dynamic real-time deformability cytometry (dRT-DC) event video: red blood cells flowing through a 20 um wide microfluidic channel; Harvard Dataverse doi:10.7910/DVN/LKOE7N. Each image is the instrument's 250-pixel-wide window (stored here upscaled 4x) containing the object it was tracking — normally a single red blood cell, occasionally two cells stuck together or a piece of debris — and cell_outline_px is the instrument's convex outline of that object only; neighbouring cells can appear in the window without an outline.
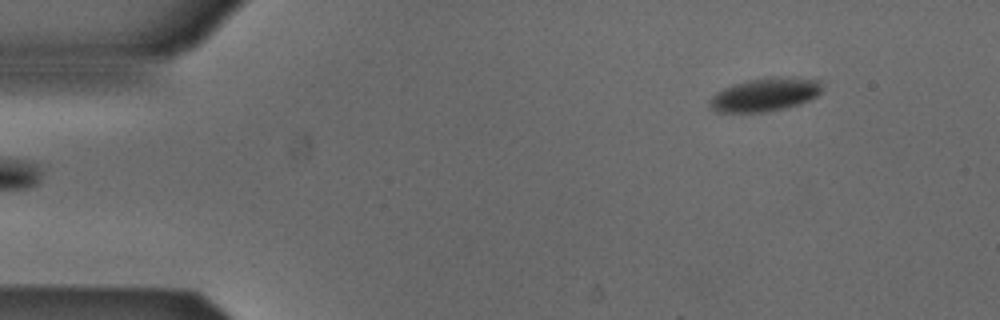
{"species": "Egyptian fruit bat (a non-hibernating species)", "species_latin": "Rousettus aegyptiacus", "temperature_condition": "cold", "stored_images_in_passage": 5, "segment_of_instrument_passage": [2, 2], "camera_frame_rate_fps": 3000, "um_per_image_px": 0.085, "animal": {"sex": "male"}, "frame": {"image": 1, "passage_image": 5, "time_ms": 1.333, "image_size_px": [1000, 320], "cell_outline_px": [[820, 92], [816, 96], [800, 104], [784, 108], [764, 112], [716, 112], [708, 104], [712, 96], [716, 92], [732, 84], [748, 80], [772, 76], [820, 80]], "centroid_in_image_um": [64.98, 8.04], "position_along_channel_um": 20.0, "area_um2": 21.68}}